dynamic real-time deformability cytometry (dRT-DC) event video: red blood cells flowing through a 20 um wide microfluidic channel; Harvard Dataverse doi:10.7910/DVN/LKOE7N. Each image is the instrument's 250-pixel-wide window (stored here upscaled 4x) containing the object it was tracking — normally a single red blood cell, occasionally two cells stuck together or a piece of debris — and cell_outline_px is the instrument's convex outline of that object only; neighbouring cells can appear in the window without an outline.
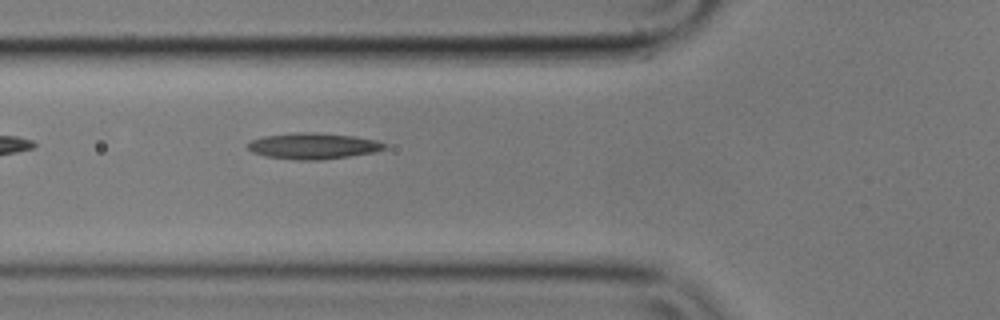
{"species": "common noctule bat (a hibernating species)", "species_latin": "Nyctalus noctula", "temperature_condition": "cold", "stored_images_in_passage": 7, "camera_frame_rate_fps": 3000, "um_per_image_px": 0.085, "animal": {"sex": "male", "body_mass_g": 17.9}, "frame": {"image": 1, "passage_image": 2, "time_ms": 0.333, "image_size_px": [1000, 320], "cell_outline_px": [[388, 148], [376, 152], [320, 160], [296, 160], [268, 156], [252, 152], [248, 148], [248, 144], [252, 140], [264, 136], [296, 132], [316, 132], [356, 136], [376, 140], [384, 144]], "centroid_in_image_um": [26.65, 12.4], "position_along_channel_um": 99.1, "area_um2": 20.75}}